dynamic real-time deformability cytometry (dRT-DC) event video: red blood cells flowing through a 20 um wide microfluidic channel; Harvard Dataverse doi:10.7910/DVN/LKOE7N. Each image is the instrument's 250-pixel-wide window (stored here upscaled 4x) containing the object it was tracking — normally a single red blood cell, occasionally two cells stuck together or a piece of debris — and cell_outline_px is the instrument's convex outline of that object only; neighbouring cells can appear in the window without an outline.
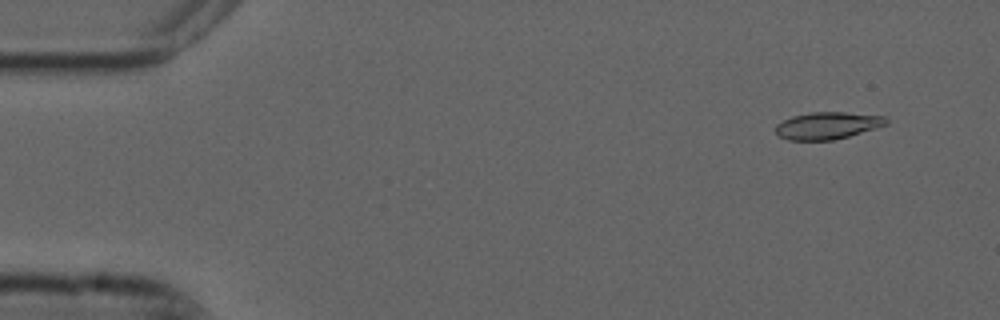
{"species": "common noctule bat (a hibernating species)", "species_latin": "Nyctalus noctula", "temperature_condition": "cold", "stored_images_in_passage": 5, "camera_frame_rate_fps": 3000, "um_per_image_px": 0.085, "animal": {"sex": "male", "forearm_length_mm": 52.5}, "frame": {"image": 1, "passage_image": 1, "time_ms": 0.0, "image_size_px": [1000, 320], "cell_outline_px": [[888, 124], [876, 128], [848, 136], [832, 140], [788, 140], [780, 136], [776, 132], [776, 124], [792, 116], [812, 112], [844, 112], [884, 116], [888, 120]], "centroid_in_image_um": [70.34, 10.67], "position_along_channel_um": 14.7, "area_um2": 17.34}}
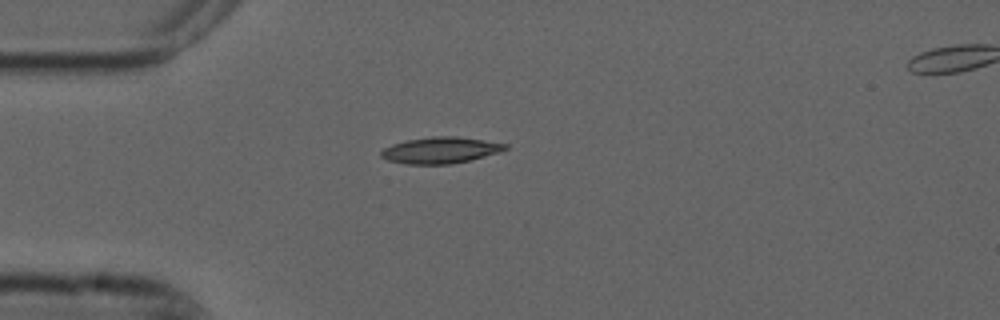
{"frame": {"image": 2, "passage_image": 4, "time_ms": 1.0, "image_size_px": [1000, 320], "cell_outline_px": [[508, 148], [500, 152], [468, 160], [448, 164], [404, 164], [388, 160], [380, 156], [380, 152], [384, 148], [392, 144], [408, 140], [432, 136], [456, 136], [484, 140], [508, 144]], "centroid_in_image_um": [37.43, 12.76], "position_along_channel_um": 47.6, "area_um2": 18.9}}